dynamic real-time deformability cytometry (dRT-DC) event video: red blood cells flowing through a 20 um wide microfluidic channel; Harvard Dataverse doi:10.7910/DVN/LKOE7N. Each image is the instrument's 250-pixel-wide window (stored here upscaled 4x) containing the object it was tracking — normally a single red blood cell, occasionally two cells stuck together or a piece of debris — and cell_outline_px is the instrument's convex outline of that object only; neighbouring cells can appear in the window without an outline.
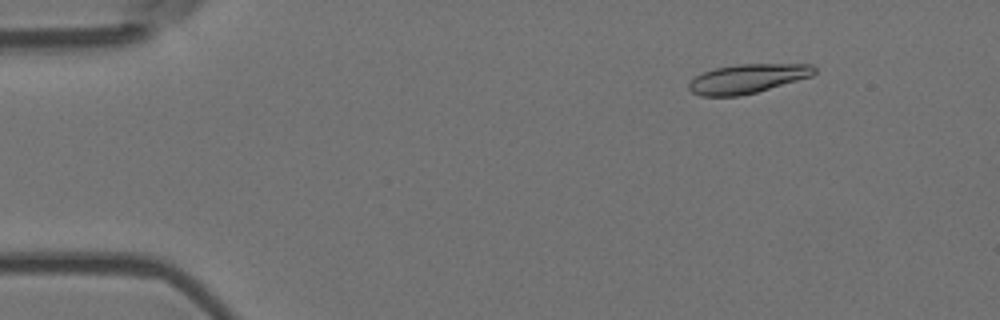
{"species": "Egyptian fruit bat (a non-hibernating species)", "species_latin": "Rousettus aegyptiacus", "temperature_condition": "room temperature", "stored_images_in_passage": 7, "camera_frame_rate_fps": 3000, "um_per_image_px": 0.085, "animal": {"sex": "female"}, "frame": {"image": 1, "passage_image": 2, "time_ms": 0.333, "image_size_px": [1000, 320], "cell_outline_px": [[816, 72], [812, 76], [756, 92], [736, 96], [700, 96], [692, 92], [688, 88], [688, 84], [696, 76], [704, 72], [716, 68], [740, 64], [812, 64], [816, 68]], "centroid_in_image_um": [63.55, 6.68], "position_along_channel_um": 21.5, "area_um2": 21.1}}
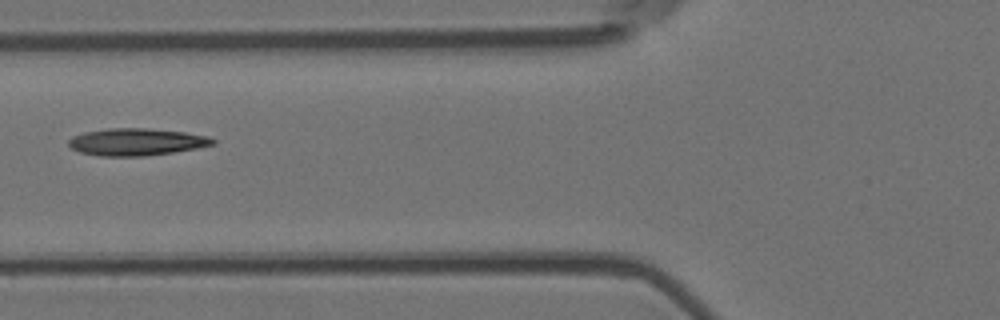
{"frame": {"image": 2, "passage_image": 6, "time_ms": 1.667, "image_size_px": [1000, 320], "cell_outline_px": [[216, 144], [196, 148], [172, 152], [144, 156], [100, 156], [80, 152], [72, 148], [68, 144], [68, 140], [72, 136], [84, 132], [108, 128], [148, 128], [184, 132], [208, 136], [216, 140]], "centroid_in_image_um": [11.59, 12.06], "position_along_channel_um": 114.2, "area_um2": 22.83}}
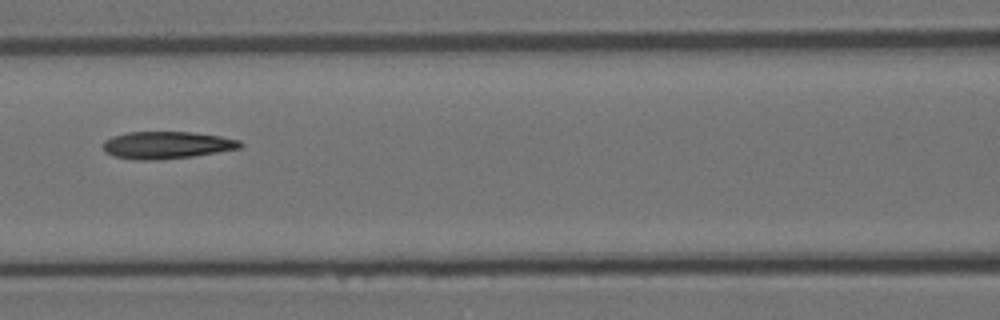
{"frame": {"image": 3, "passage_image": 7, "time_ms": 2.0, "image_size_px": [1000, 320], "cell_outline_px": [[244, 144], [240, 148], [192, 156], [160, 160], [140, 160], [112, 156], [104, 152], [104, 140], [112, 136], [128, 132], [192, 132], [220, 136], [240, 140]], "centroid_in_image_um": [14.16, 12.33], "position_along_channel_um": 152.4, "area_um2": 21.79}}